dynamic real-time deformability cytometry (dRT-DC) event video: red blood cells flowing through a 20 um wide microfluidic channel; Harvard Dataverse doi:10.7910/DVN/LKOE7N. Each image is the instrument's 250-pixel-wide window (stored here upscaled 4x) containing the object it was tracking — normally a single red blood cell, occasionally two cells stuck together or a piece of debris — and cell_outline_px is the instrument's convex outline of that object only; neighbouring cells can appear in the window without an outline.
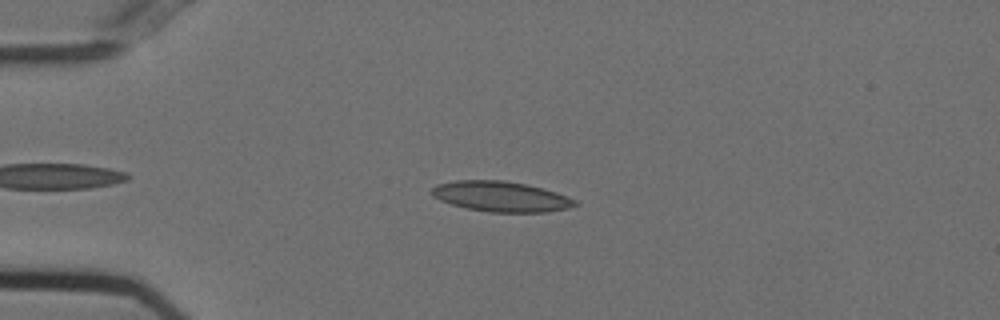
{"species": "Egyptian fruit bat (a non-hibernating species)", "species_latin": "Rousettus aegyptiacus", "temperature_condition": "cold", "stored_images_in_passage": 46, "camera_frame_rate_fps": 3000, "um_per_image_px": 0.085, "animal": {"sex": "female"}, "frame": {"image": 1, "passage_image": 10, "time_ms": 3.0, "image_size_px": [1000, 320], "cell_outline_px": [[580, 204], [568, 208], [548, 212], [488, 212], [468, 208], [452, 204], [440, 200], [432, 196], [432, 188], [436, 184], [456, 180], [504, 180], [524, 184], [556, 192], [576, 200]], "centroid_in_image_um": [42.58, 16.7], "position_along_channel_um": 42.4, "area_um2": 25.2}}
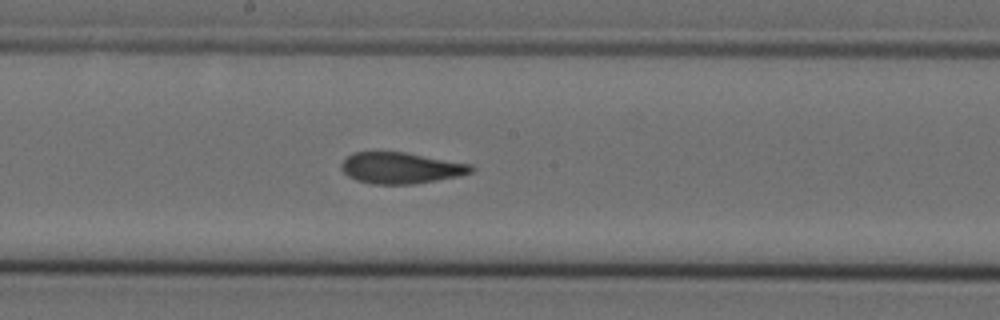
{"frame": {"image": 2, "passage_image": 26, "time_ms": 8.333, "image_size_px": [1000, 320], "cell_outline_px": [[476, 168], [472, 172], [460, 176], [412, 184], [372, 184], [356, 180], [348, 176], [340, 168], [340, 164], [352, 152], [404, 152], [472, 164]], "centroid_in_image_um": [34.08, 14.28], "position_along_channel_um": 214.1, "area_um2": 23.64}}
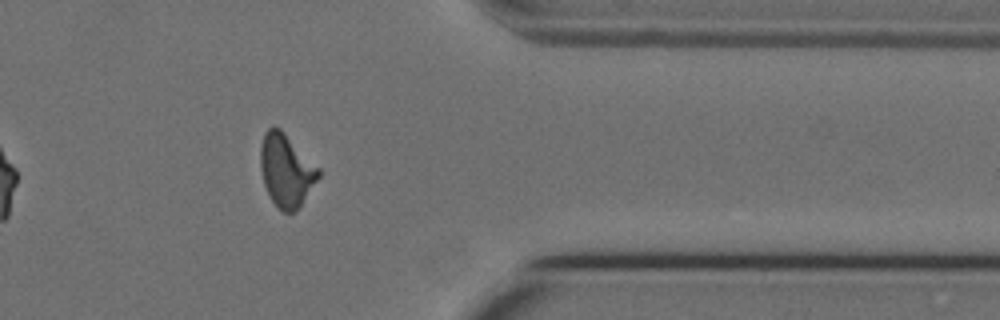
{"frame": {"image": 3, "passage_image": 41, "time_ms": 13.333, "image_size_px": [1000, 320], "cell_outline_px": [[320, 176], [296, 212], [284, 212], [272, 200], [264, 184], [260, 168], [260, 148], [264, 132], [268, 128], [280, 128], [320, 168]], "centroid_in_image_um": [24.33, 14.47], "position_along_channel_um": 387.1, "area_um2": 24.39}, "authors_computed_cell_mechanics": {"area_um2": 24.1893, "velocity_mm_per_s": 3.7302, "shape_relaxation_time_tau1_ms": null, "shape_relaxation_time_tau2_ms": 2.2842, "deformation_change_tau1": null, "deformation_change_tau2": 0.1035}}